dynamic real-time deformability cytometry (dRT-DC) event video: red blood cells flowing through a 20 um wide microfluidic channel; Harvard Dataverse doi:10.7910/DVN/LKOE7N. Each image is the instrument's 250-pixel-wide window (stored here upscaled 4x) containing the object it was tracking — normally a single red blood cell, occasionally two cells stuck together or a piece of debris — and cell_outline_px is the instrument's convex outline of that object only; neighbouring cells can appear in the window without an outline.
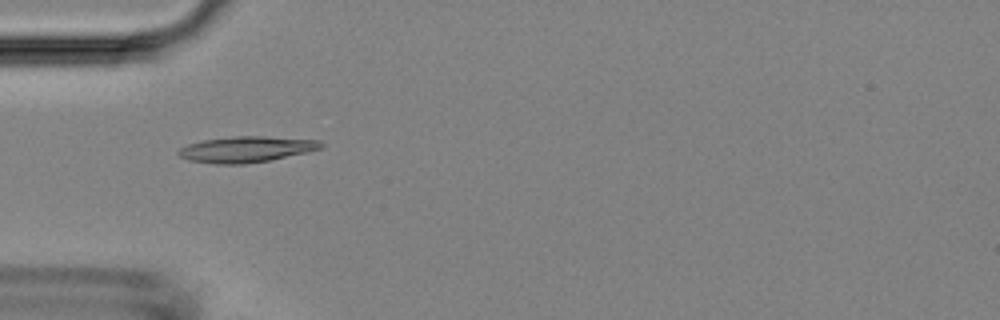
{"species": "Egyptian fruit bat (a non-hibernating species)", "species_latin": "Rousettus aegyptiacus", "temperature_condition": "room temperature", "stored_images_in_passage": 6, "camera_frame_rate_fps": 3000, "um_per_image_px": 0.085, "animal": {"sex": "female"}, "frame": {"image": 1, "passage_image": 5, "time_ms": 5.0, "image_size_px": [1000, 320], "cell_outline_px": [[324, 144], [320, 148], [308, 152], [268, 160], [244, 164], [212, 164], [188, 160], [180, 156], [176, 152], [180, 148], [188, 144], [204, 140], [232, 136], [264, 136], [320, 140]], "centroid_in_image_um": [20.91, 12.69], "position_along_channel_um": 64.1, "area_um2": 21.5}}